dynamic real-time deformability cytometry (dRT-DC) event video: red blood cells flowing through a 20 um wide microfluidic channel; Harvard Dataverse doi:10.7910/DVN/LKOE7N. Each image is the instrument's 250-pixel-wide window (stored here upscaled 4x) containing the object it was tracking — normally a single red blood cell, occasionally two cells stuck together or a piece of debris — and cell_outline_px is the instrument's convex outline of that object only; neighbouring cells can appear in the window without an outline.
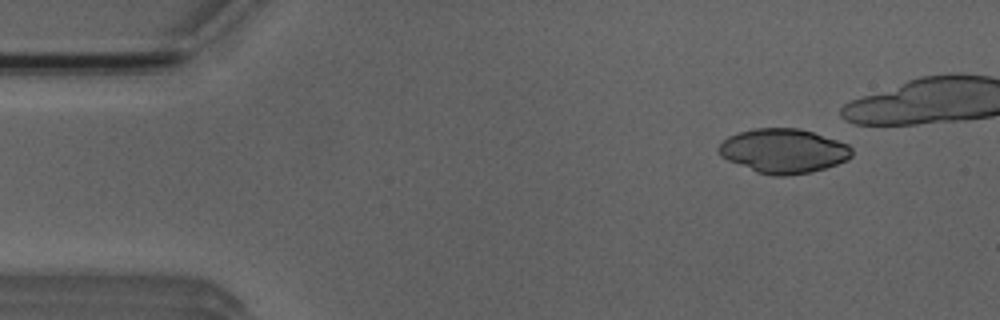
{"species": "Egyptian fruit bat (a non-hibernating species)", "species_latin": "Rousettus aegyptiacus", "temperature_condition": "room temperature", "stored_images_in_passage": 6, "camera_frame_rate_fps": 3000, "um_per_image_px": 0.085, "animal": {"sex": "male"}, "frame": {"image": 1, "passage_image": 2, "time_ms": 1.0, "image_size_px": [1000, 320], "cell_outline_px": [[852, 156], [848, 160], [824, 168], [808, 172], [784, 176], [772, 176], [756, 172], [728, 160], [720, 156], [716, 148], [728, 136], [740, 132], [756, 128], [796, 128], [812, 132], [848, 144], [852, 148]], "centroid_in_image_um": [66.57, 12.83], "position_along_channel_um": 18.4, "area_um2": 34.22}}